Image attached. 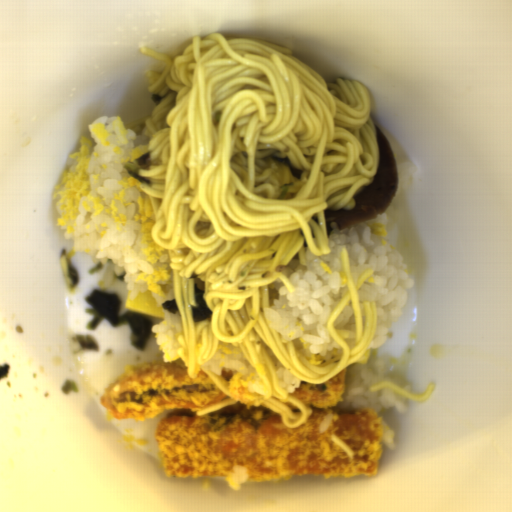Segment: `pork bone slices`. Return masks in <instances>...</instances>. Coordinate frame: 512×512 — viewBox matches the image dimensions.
Wrapping results in <instances>:
<instances>
[{"mask_svg":"<svg viewBox=\"0 0 512 512\" xmlns=\"http://www.w3.org/2000/svg\"><path fill=\"white\" fill-rule=\"evenodd\" d=\"M378 143V164L371 183L354 195L351 209L324 211L327 236L332 223L339 229L379 218L392 204L398 189V168L390 142L380 127H374Z\"/></svg>","mask_w":512,"mask_h":512,"instance_id":"pork-bone-slices-1","label":"pork bone slices"}]
</instances>
